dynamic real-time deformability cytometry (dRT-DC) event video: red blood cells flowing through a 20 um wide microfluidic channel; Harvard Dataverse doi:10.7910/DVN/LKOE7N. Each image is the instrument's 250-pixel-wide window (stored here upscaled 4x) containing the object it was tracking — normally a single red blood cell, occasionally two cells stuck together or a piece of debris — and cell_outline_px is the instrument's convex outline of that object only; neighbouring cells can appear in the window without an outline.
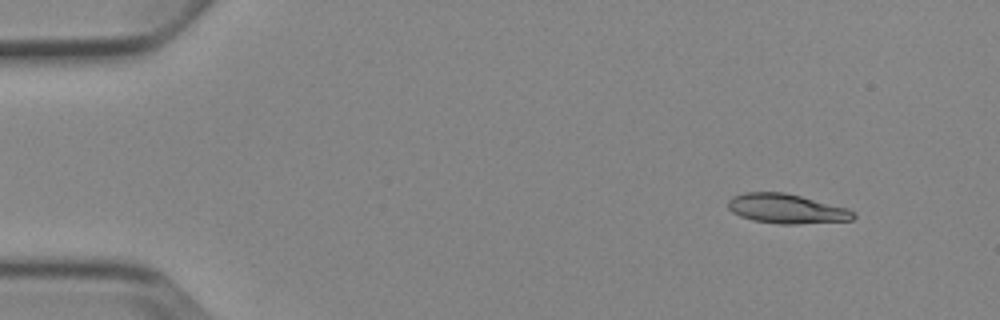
{"species": "Egyptian fruit bat (a non-hibernating species)", "species_latin": "Rousettus aegyptiacus", "temperature_condition": "cold", "stored_images_in_passage": 4, "camera_frame_rate_fps": 3000, "um_per_image_px": 0.085, "animal": {"sex": "female"}, "frame": {"image": 1, "passage_image": 1, "time_ms": 0.0, "image_size_px": [1000, 320], "cell_outline_px": [[856, 216], [852, 220], [796, 224], [780, 224], [752, 220], [740, 216], [732, 212], [728, 208], [728, 200], [732, 196], [744, 192], [784, 192], [848, 208], [856, 212]], "centroid_in_image_um": [66.85, 17.74], "position_along_channel_um": 18.2, "area_um2": 21.62}}
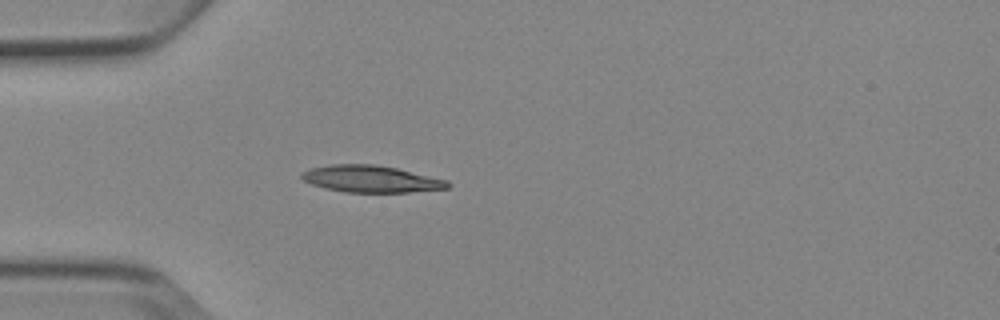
{"frame": {"image": 2, "passage_image": 4, "time_ms": 3.333, "image_size_px": [1000, 320], "cell_outline_px": [[452, 184], [448, 188], [408, 192], [344, 192], [324, 188], [312, 184], [304, 180], [300, 176], [308, 168], [332, 164], [376, 164], [396, 168], [448, 180]], "centroid_in_image_um": [31.54, 15.21], "position_along_channel_um": 53.5, "area_um2": 22.83}}